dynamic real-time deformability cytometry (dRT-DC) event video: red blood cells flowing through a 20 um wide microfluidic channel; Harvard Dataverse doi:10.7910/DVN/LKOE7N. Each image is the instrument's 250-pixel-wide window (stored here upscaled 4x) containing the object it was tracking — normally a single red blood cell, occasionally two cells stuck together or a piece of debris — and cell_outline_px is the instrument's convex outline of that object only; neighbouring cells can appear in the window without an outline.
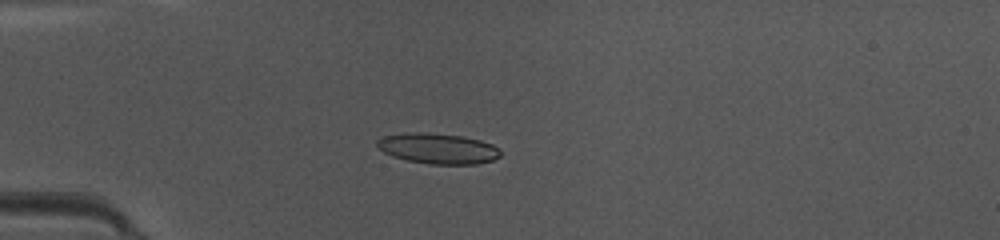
{"species": "common noctule bat (a hibernating species)", "species_latin": "Nyctalus noctula", "temperature_condition": "warm", "stored_images_in_passage": 36, "camera_frame_rate_fps": 3000, "um_per_image_px": 0.085, "animal": {"sex": "female", "body_mass_g": 10.0, "forearm_length_mm": 53.1}, "frame": {"image": 1, "passage_image": 1, "time_ms": 0.0, "image_size_px": [1000, 240], "cell_outline_px": [[500, 156], [492, 160], [476, 164], [432, 164], [408, 160], [392, 156], [384, 152], [376, 144], [376, 140], [384, 136], [416, 132], [464, 136], [480, 140], [492, 144], [500, 148]], "centroid_in_image_um": [37.25, 12.63], "position_along_channel_um": 47.7, "area_um2": 21.68}}
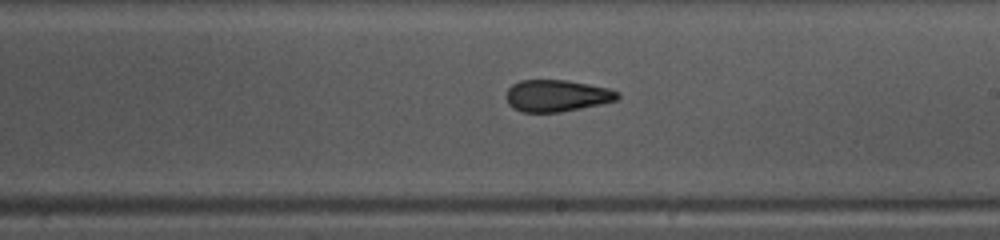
{"frame": {"image": 2, "passage_image": 16, "time_ms": 5.0, "image_size_px": [1000, 240], "cell_outline_px": [[620, 96], [616, 100], [600, 104], [560, 112], [520, 112], [512, 108], [508, 104], [504, 96], [508, 88], [512, 84], [520, 80], [568, 80], [608, 88], [620, 92]], "centroid_in_image_um": [47.28, 8.13], "position_along_channel_um": 241.7, "area_um2": 20.81}}
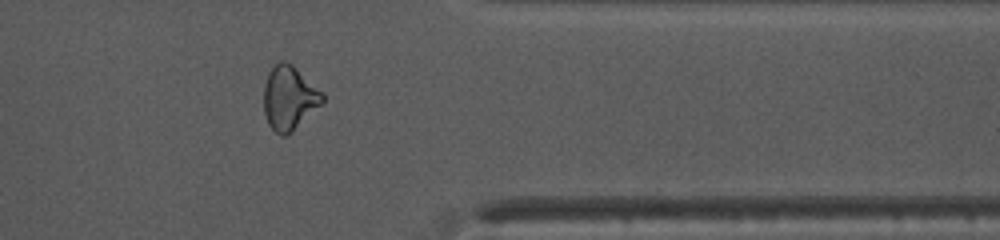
{"frame": {"image": 3, "passage_image": 27, "time_ms": 8.667, "image_size_px": [1000, 240], "cell_outline_px": [[324, 100], [292, 132], [284, 136], [280, 136], [268, 124], [264, 112], [264, 84], [268, 72], [280, 60], [284, 60], [292, 64], [324, 92]], "centroid_in_image_um": [24.58, 8.3], "position_along_channel_um": 386.8, "area_um2": 21.85}, "authors_computed_cell_mechanics": {"area_um2": 21.2704, "velocity_mm_per_s": 4.1885, "shape_relaxation_time_tau1_ms": null, "shape_relaxation_time_tau2_ms": 2.3289, "deformation_change_tau1": null, "deformation_change_tau2": 0.1141}}